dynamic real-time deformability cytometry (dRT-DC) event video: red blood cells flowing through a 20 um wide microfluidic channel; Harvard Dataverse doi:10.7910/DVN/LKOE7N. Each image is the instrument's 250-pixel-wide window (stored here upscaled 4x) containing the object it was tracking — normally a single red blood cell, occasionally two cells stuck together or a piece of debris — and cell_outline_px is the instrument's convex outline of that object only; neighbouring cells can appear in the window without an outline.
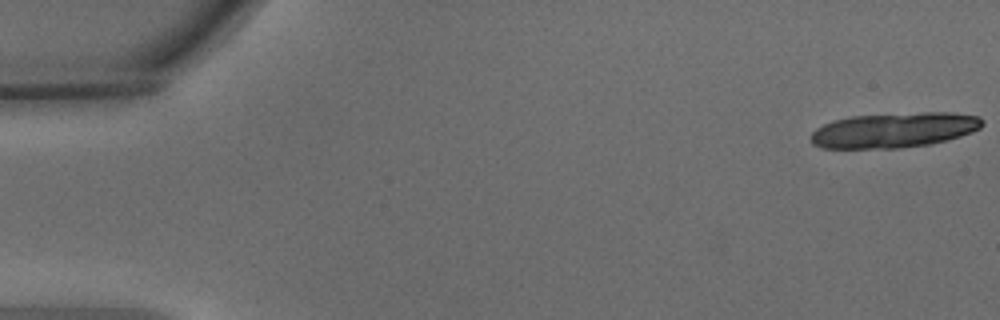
{"species": "common noctule bat (a hibernating species)", "species_latin": "Nyctalus noctula", "temperature_condition": "warm", "stored_images_in_passage": 21, "camera_frame_rate_fps": 3000, "um_per_image_px": 0.085, "animal": {"sex": "male", "body_mass_g": 15.6}, "frame": {"image": 1, "passage_image": 1, "time_ms": 0.0, "image_size_px": [1000, 320], "cell_outline_px": [[984, 124], [980, 128], [972, 132], [960, 136], [932, 144], [900, 148], [820, 148], [812, 144], [808, 136], [816, 128], [832, 120], [852, 116], [924, 112], [952, 112], [980, 116], [984, 120]], "centroid_in_image_um": [76.0, 11.06], "position_along_channel_um": 9.0, "area_um2": 35.43}}
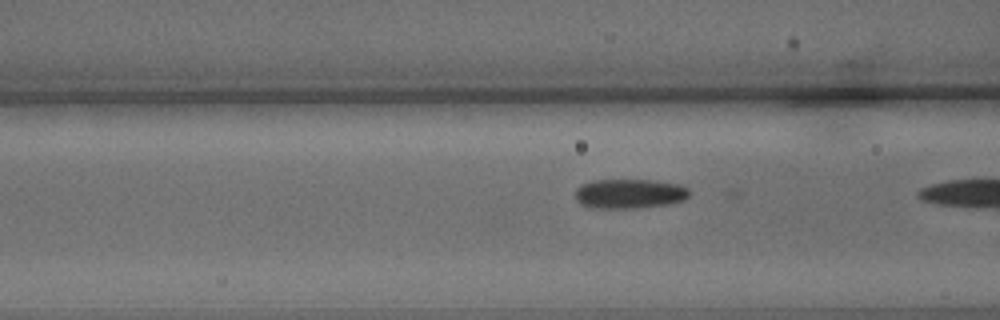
{"frame": {"image": 2, "passage_image": 20, "time_ms": 6.333, "image_size_px": [1000, 320], "cell_outline_px": [[692, 192], [684, 200], [672, 204], [636, 208], [588, 208], [580, 204], [576, 200], [576, 188], [580, 184], [592, 180], [652, 180], [680, 184], [688, 188]], "centroid_in_image_um": [53.51, 16.47], "position_along_channel_um": 113.1, "area_um2": 20.06}}